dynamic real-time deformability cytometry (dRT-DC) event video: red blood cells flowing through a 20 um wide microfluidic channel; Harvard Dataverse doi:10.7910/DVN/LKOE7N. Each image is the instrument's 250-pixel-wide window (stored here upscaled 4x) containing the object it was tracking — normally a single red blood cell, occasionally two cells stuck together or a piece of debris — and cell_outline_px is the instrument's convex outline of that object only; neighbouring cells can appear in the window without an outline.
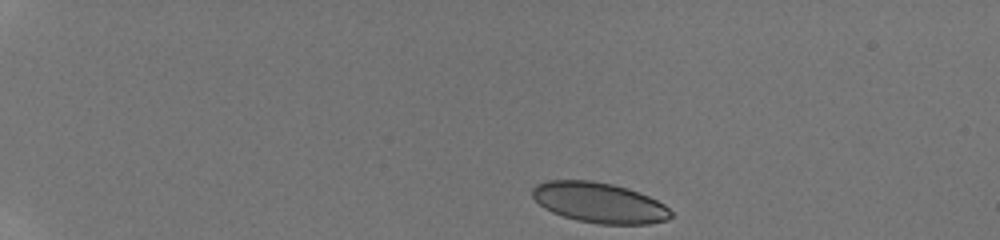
{"species": "human", "species_latin": "Homo sapiens", "temperature_condition": "room temperature", "stored_images_in_passage": 13, "camera_frame_rate_fps": 3000, "um_per_image_px": 0.085, "donor": {"sex": "male"}, "frame": {"image": 1, "passage_image": 1, "time_ms": 0.0, "image_size_px": [1000, 240], "cell_outline_px": [[672, 216], [668, 220], [648, 224], [600, 224], [580, 220], [564, 216], [552, 212], [544, 208], [532, 196], [532, 188], [536, 184], [548, 180], [592, 180], [612, 184], [628, 188], [640, 192], [664, 204], [672, 212]], "centroid_in_image_um": [50.95, 17.22], "position_along_channel_um": 34.1, "area_um2": 32.54}}